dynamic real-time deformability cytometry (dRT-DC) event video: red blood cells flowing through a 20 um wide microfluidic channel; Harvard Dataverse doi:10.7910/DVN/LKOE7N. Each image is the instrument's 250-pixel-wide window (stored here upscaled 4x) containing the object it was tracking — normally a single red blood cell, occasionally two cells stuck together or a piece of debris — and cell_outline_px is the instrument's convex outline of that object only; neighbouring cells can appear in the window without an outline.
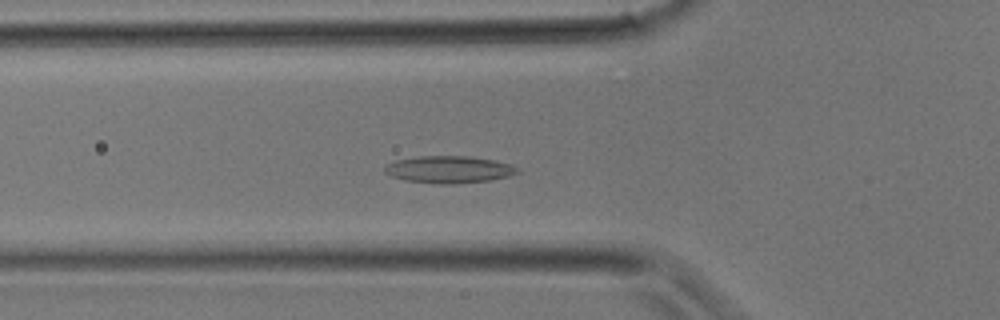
{"species": "common noctule bat (a hibernating species)", "species_latin": "Nyctalus noctula", "temperature_condition": "room temperature", "stored_images_in_passage": 34, "camera_frame_rate_fps": 3000, "um_per_image_px": 0.085, "animal": {"sex": "male", "body_mass_g": 17.9}, "frame": {"image": 1, "passage_image": 11, "time_ms": 3.333, "image_size_px": [1000, 320], "cell_outline_px": [[520, 172], [508, 176], [488, 180], [452, 184], [436, 184], [404, 180], [392, 176], [384, 172], [384, 164], [396, 160], [420, 156], [472, 156], [496, 160], [512, 164], [520, 168]], "centroid_in_image_um": [38.17, 14.4], "position_along_channel_um": 87.6, "area_um2": 21.21}}
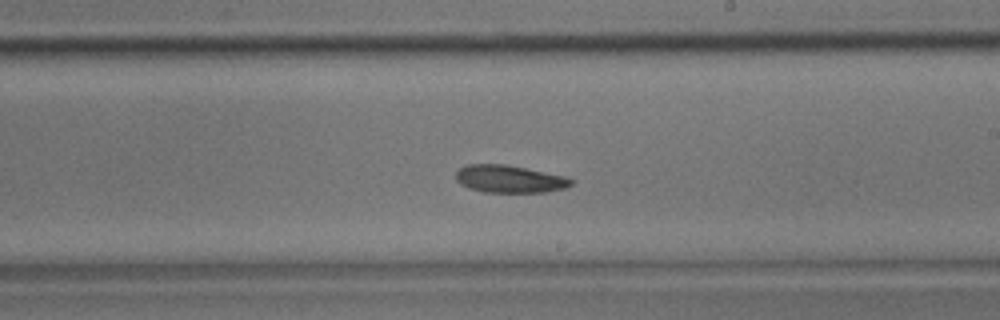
{"frame": {"image": 2, "passage_image": 19, "time_ms": 6.0, "image_size_px": [1000, 320], "cell_outline_px": [[572, 184], [564, 188], [544, 192], [484, 192], [468, 188], [460, 184], [456, 180], [456, 172], [460, 168], [468, 164], [504, 164], [564, 176], [572, 180]], "centroid_in_image_um": [43.25, 15.22], "position_along_channel_um": 245.7, "area_um2": 18.26}}
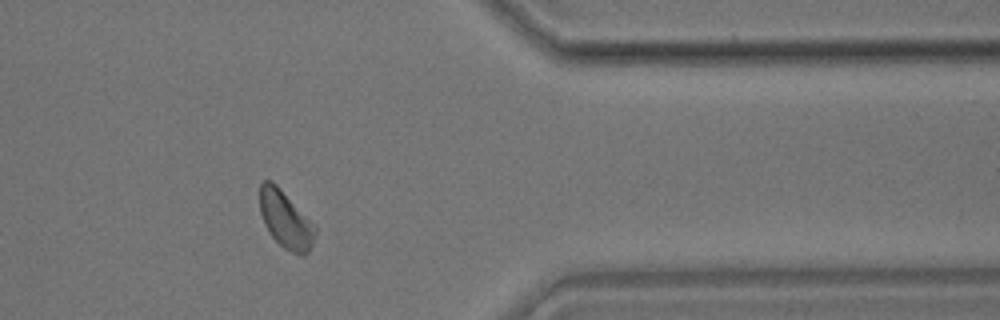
{"frame": {"image": 3, "passage_image": 27, "time_ms": 8.667, "image_size_px": [1000, 320], "cell_outline_px": [[316, 232], [312, 244], [308, 252], [304, 256], [292, 252], [284, 248], [272, 236], [264, 224], [260, 212], [260, 184], [264, 180], [272, 180], [316, 224]], "centroid_in_image_um": [24.29, 18.65], "position_along_channel_um": 387.1, "area_um2": 18.55}}